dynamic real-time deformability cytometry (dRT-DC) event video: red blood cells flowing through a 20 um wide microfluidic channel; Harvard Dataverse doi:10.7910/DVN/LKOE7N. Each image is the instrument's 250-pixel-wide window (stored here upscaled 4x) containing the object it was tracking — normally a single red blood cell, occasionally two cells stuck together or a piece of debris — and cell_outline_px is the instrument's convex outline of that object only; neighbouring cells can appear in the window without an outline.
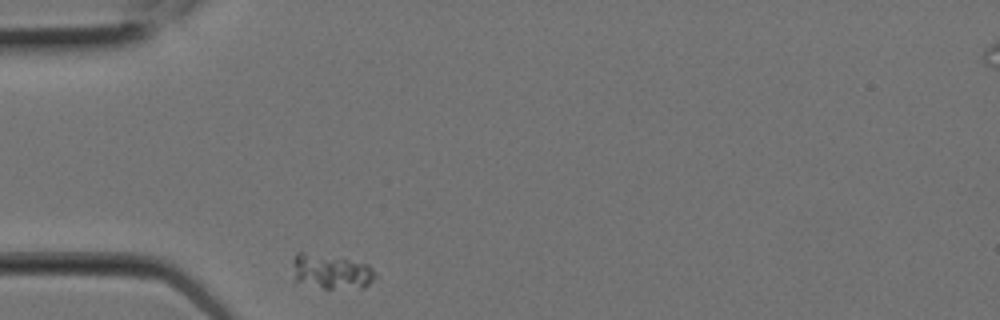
{"species": "Egyptian fruit bat (a non-hibernating species)", "species_latin": "Rousettus aegyptiacus", "temperature_condition": "room temperature", "stored_images_in_passage": 6, "camera_frame_rate_fps": 3000, "um_per_image_px": 0.085, "animal": {"sex": "female"}, "frame": {"image": 1, "passage_image": 1, "time_ms": 0.0, "image_size_px": [1000, 320], "cell_outline_px": [[376, 276], [364, 288], [324, 288], [296, 280], [292, 264], [292, 260], [296, 252], [304, 252], [348, 260], [368, 264], [372, 268]], "centroid_in_image_um": [28.15, 23.08], "position_along_channel_um": 56.8, "area_um2": 16.24}}
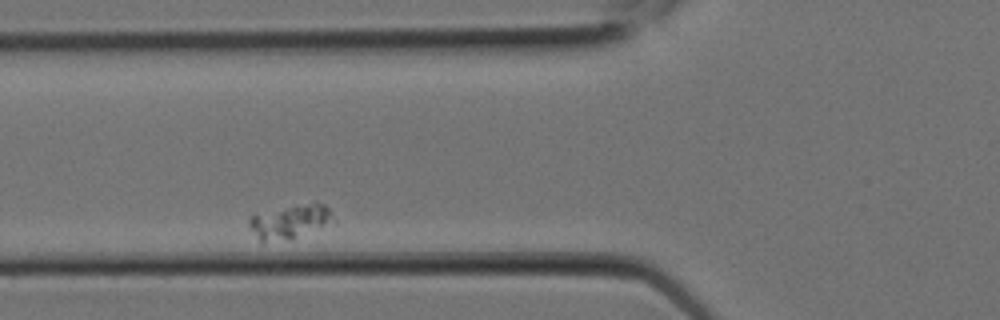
{"frame": {"image": 2, "passage_image": 3, "time_ms": 0.667, "image_size_px": [1000, 320], "cell_outline_px": [[336, 220], [288, 240], [260, 244], [248, 228], [248, 220], [252, 216], [288, 208], [312, 204], [324, 204], [328, 208]], "centroid_in_image_um": [24.56, 18.93], "position_along_channel_um": 101.2, "area_um2": 16.01}}
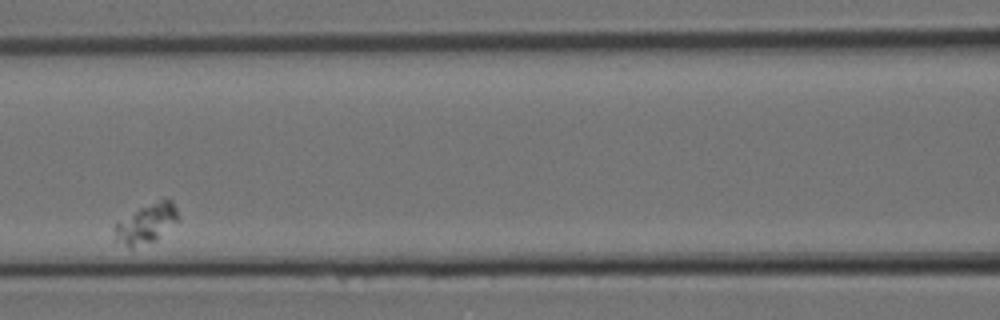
{"frame": {"image": 3, "passage_image": 5, "time_ms": 1.333, "image_size_px": [1000, 320], "cell_outline_px": [[180, 220], [156, 240], [132, 248], [116, 240], [112, 228], [116, 224], [140, 208], [160, 200], [172, 200], [176, 208]], "centroid_in_image_um": [12.47, 19.02], "position_along_channel_um": 154.1, "area_um2": 14.28}}